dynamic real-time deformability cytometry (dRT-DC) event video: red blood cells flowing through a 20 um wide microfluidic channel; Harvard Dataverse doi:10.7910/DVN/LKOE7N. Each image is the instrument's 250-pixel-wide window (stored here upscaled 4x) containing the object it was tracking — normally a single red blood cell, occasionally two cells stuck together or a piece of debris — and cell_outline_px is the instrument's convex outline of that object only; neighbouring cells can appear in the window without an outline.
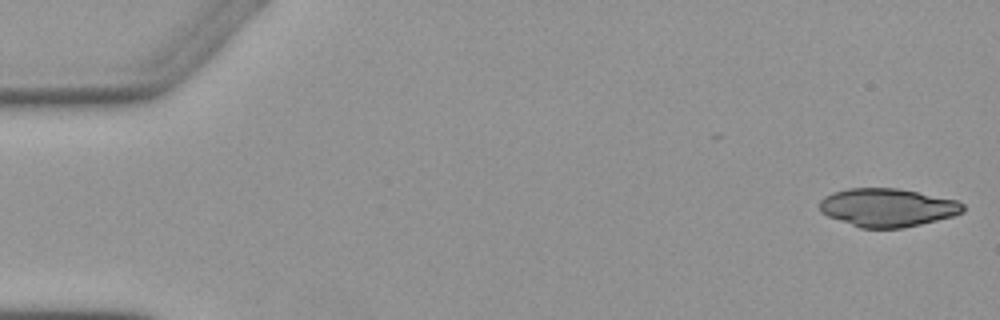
{"species": "Egyptian fruit bat (a non-hibernating species)", "species_latin": "Rousettus aegyptiacus", "temperature_condition": "warm", "stored_images_in_passage": 4, "camera_frame_rate_fps": 3000, "um_per_image_px": 0.085, "animal": {"sex": "female"}, "frame": {"image": 1, "passage_image": 1, "time_ms": 0.0, "image_size_px": [1000, 320], "cell_outline_px": [[964, 212], [952, 216], [904, 228], [860, 228], [828, 216], [820, 212], [820, 200], [824, 196], [832, 192], [848, 188], [896, 188], [956, 200], [964, 204]], "centroid_in_image_um": [75.4, 17.64], "position_along_channel_um": 9.6, "area_um2": 31.85}}
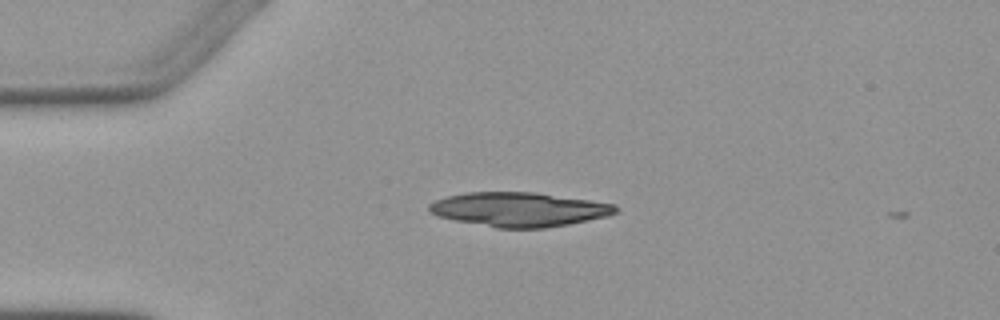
{"frame": {"image": 2, "passage_image": 4, "time_ms": 3.667, "image_size_px": [1000, 320], "cell_outline_px": [[616, 212], [608, 216], [568, 224], [544, 228], [496, 228], [436, 216], [428, 212], [428, 204], [436, 200], [448, 196], [468, 192], [536, 192], [616, 204]], "centroid_in_image_um": [44.09, 17.8], "position_along_channel_um": 40.9, "area_um2": 37.17}}